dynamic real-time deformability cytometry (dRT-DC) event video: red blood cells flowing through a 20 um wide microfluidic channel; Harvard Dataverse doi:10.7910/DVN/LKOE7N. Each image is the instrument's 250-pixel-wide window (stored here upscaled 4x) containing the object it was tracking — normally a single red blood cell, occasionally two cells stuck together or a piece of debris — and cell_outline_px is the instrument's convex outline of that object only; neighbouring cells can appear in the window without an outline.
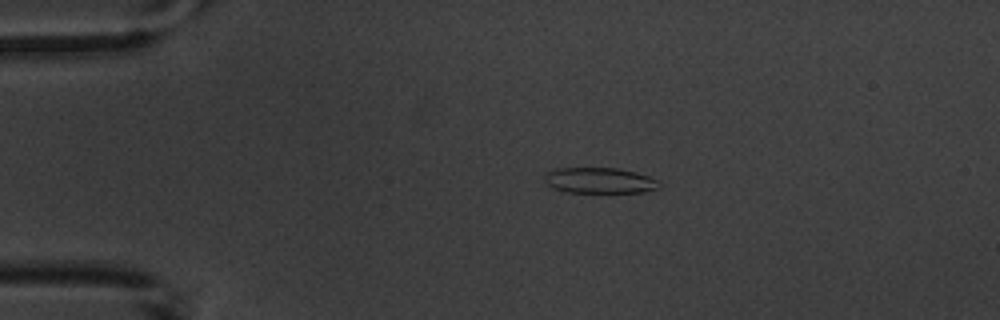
{"species": "common noctule bat (a hibernating species)", "species_latin": "Nyctalus noctula", "temperature_condition": "warm", "stored_images_in_passage": 5, "camera_frame_rate_fps": 3000, "um_per_image_px": 0.085, "animal": {"sex": "male", "body_mass_g": 20.1, "forearm_length_mm": 53.5}, "frame": {"image": 1, "passage_image": 3, "time_ms": 2.333, "image_size_px": [1000, 320], "cell_outline_px": [[660, 188], [644, 192], [564, 192], [552, 188], [544, 180], [544, 176], [548, 172], [556, 168], [616, 168], [636, 172], [648, 176], [656, 180], [660, 184]], "centroid_in_image_um": [50.95, 15.34], "position_along_channel_um": 34.0, "area_um2": 17.17}}
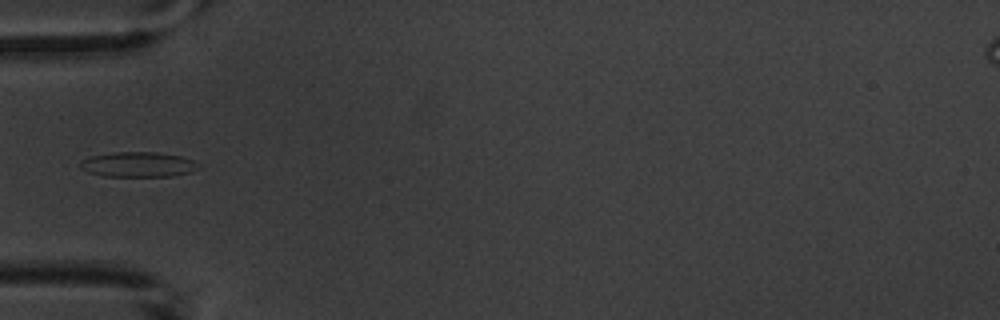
{"frame": {"image": 2, "passage_image": 5, "time_ms": 4.667, "image_size_px": [1000, 320], "cell_outline_px": [[200, 168], [192, 172], [172, 176], [104, 176], [88, 172], [80, 168], [80, 160], [88, 156], [112, 152], [156, 152], [180, 156], [192, 160], [200, 164]], "centroid_in_image_um": [11.73, 13.98], "position_along_channel_um": 73.3, "area_um2": 17.46}}